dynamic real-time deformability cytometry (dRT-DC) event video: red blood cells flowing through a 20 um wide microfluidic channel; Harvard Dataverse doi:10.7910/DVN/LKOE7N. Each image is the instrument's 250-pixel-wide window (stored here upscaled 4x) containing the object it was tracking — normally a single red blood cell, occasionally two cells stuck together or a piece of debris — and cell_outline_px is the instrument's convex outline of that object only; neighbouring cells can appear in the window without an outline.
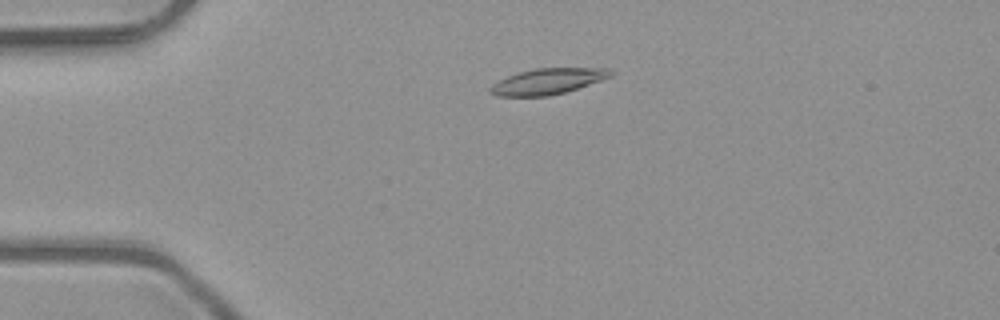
{"species": "common noctule bat (a hibernating species)", "species_latin": "Nyctalus noctula", "temperature_condition": "room temperature", "stored_images_in_passage": 4, "camera_frame_rate_fps": 3000, "um_per_image_px": 0.085, "animal": {"sex": "male", "body_mass_g": 23.1, "forearm_length_mm": 52.7}, "frame": {"image": 1, "passage_image": 3, "time_ms": 0.667, "image_size_px": [1000, 320], "cell_outline_px": [[612, 76], [564, 92], [548, 96], [496, 96], [488, 92], [488, 88], [492, 84], [508, 76], [520, 72], [536, 68], [608, 68], [612, 72]], "centroid_in_image_um": [46.5, 6.92], "position_along_channel_um": 38.5, "area_um2": 17.86}}